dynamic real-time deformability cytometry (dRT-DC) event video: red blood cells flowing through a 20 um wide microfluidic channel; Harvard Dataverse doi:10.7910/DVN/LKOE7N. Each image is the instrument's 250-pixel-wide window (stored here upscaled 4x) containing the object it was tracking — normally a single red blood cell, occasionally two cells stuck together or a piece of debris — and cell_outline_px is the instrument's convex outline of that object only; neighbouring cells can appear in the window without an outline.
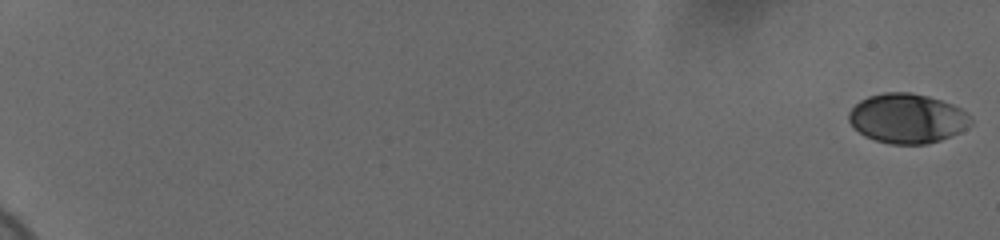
{"species": "human", "species_latin": "Homo sapiens", "temperature_condition": "cold", "stored_images_in_passage": 60, "camera_frame_rate_fps": 3000, "um_per_image_px": 0.085, "donor": {"sex": "female"}, "frame": {"image": 1, "passage_image": 1, "time_ms": 0.0, "image_size_px": [1000, 240], "cell_outline_px": [[972, 124], [960, 132], [952, 136], [940, 140], [924, 144], [892, 144], [876, 140], [864, 136], [848, 120], [848, 112], [860, 100], [868, 96], [884, 92], [912, 92], [928, 96], [952, 104], [968, 112], [972, 116]], "centroid_in_image_um": [77.14, 10.05], "position_along_channel_um": 7.9, "area_um2": 35.37}}
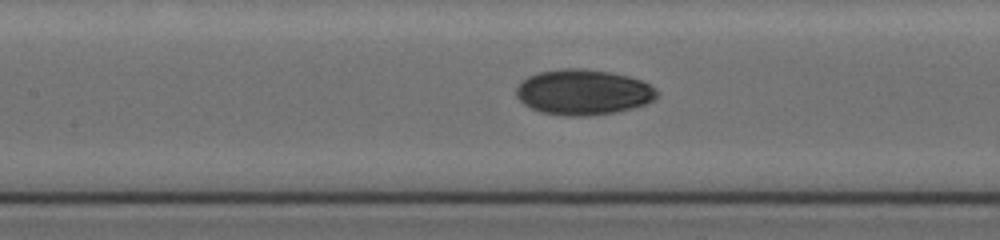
{"frame": {"image": 2, "passage_image": 32, "time_ms": 10.333, "image_size_px": [1000, 240], "cell_outline_px": [[656, 96], [652, 100], [644, 104], [632, 108], [612, 112], [588, 116], [568, 116], [540, 112], [524, 104], [516, 96], [516, 88], [520, 80], [528, 76], [540, 72], [560, 68], [584, 68], [612, 72], [644, 80], [656, 92]], "centroid_in_image_um": [49.52, 7.82], "position_along_channel_um": 157.9, "area_um2": 37.22}}
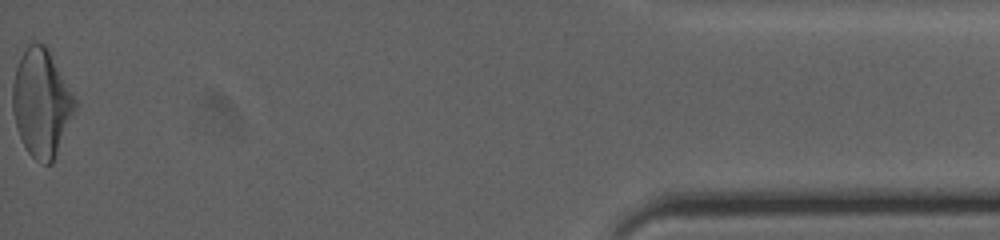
{"frame": {"image": 3, "passage_image": 60, "time_ms": 19.667, "image_size_px": [1000, 240], "cell_outline_px": [[76, 108], [52, 164], [44, 164], [36, 160], [28, 152], [16, 128], [12, 112], [12, 84], [16, 68], [28, 44], [44, 44], [48, 48], [76, 100]], "centroid_in_image_um": [3.51, 8.77], "position_along_channel_um": 431.7, "area_um2": 38.61}, "authors_computed_cell_mechanics": {"area_um2": 35.6048, "velocity_mm_per_s": 3.6971, "shape_relaxation_time_tau1_ms": 3.6988, "shape_relaxation_time_tau2_ms": 2.7049, "deformation_change_tau1": 0.1379, "deformation_change_tau2": 0.0552}}